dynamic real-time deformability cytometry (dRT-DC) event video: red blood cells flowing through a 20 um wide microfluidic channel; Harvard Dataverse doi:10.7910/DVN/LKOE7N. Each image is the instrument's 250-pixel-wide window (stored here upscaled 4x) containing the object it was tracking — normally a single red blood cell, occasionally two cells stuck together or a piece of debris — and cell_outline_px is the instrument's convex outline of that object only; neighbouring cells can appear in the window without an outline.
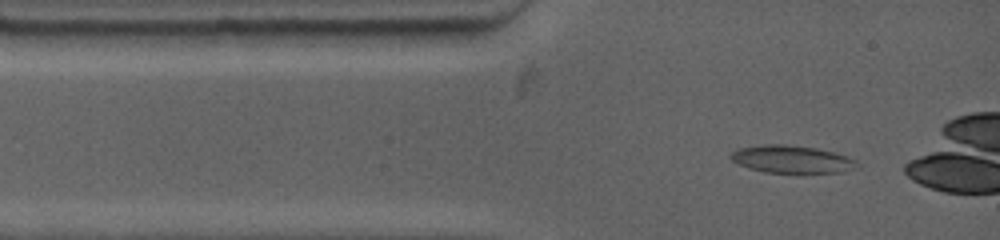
{"species": "common noctule bat (a hibernating species)", "species_latin": "Nyctalus noctula", "temperature_condition": "warm", "stored_images_in_passage": 3, "camera_frame_rate_fps": 4500, "um_per_image_px": 0.085, "animal": {"sex": "female", "body_mass_g": 19.0, "forearm_length_mm": 53.3}, "frame": {"image": 1, "passage_image": 1, "time_ms": 0.0, "image_size_px": [1000, 240], "cell_outline_px": [[860, 168], [840, 172], [764, 172], [748, 168], [732, 160], [728, 156], [736, 148], [764, 144], [784, 144], [816, 148], [832, 152], [856, 160], [860, 164]], "centroid_in_image_um": [67.29, 13.53], "position_along_channel_um": 17.7, "area_um2": 20.23}}